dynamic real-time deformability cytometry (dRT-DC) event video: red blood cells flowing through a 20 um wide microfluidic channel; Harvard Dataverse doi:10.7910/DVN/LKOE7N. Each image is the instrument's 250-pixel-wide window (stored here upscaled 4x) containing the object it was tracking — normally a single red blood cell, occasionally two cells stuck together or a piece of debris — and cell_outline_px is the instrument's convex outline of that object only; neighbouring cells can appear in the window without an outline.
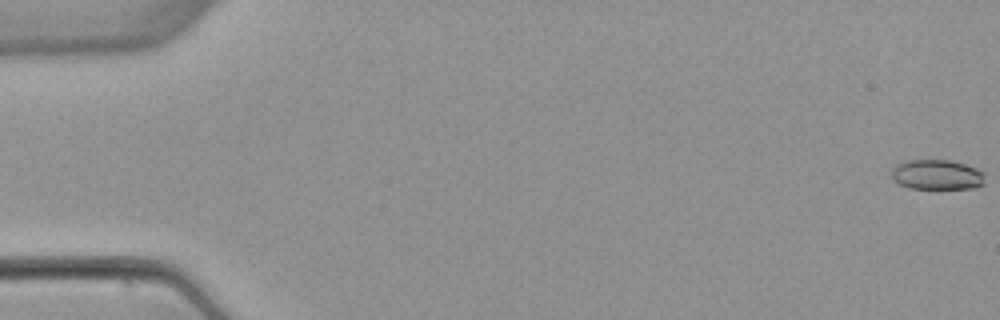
{"species": "common noctule bat (a hibernating species)", "species_latin": "Nyctalus noctula", "temperature_condition": "warm", "stored_images_in_passage": 54, "camera_frame_rate_fps": 3000, "um_per_image_px": 0.085, "animal": {"sex": "female", "body_mass_g": 22.7, "forearm_length_mm": 54.2}, "frame": {"image": 1, "passage_image": 1, "time_ms": 0.0, "image_size_px": [1000, 320], "cell_outline_px": [[984, 184], [972, 188], [908, 188], [892, 180], [892, 168], [896, 164], [904, 160], [952, 160], [976, 168], [984, 172]], "centroid_in_image_um": [79.62, 14.84], "position_along_channel_um": 5.4, "area_um2": 16.42}}
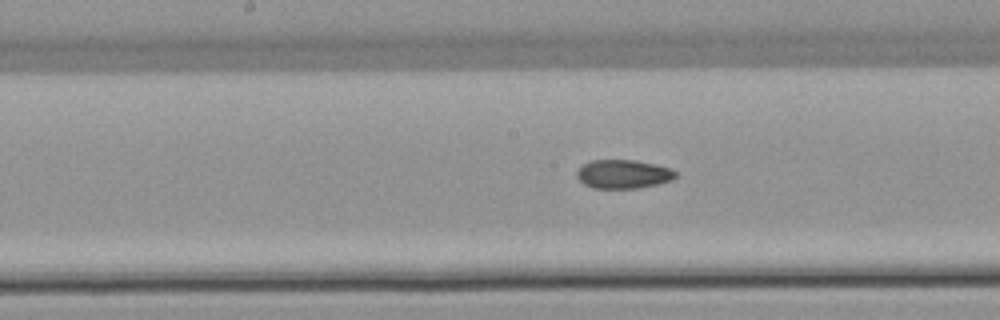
{"frame": {"image": 2, "passage_image": 28, "time_ms": 9.0, "image_size_px": [1000, 320], "cell_outline_px": [[676, 176], [672, 180], [640, 188], [592, 188], [584, 184], [576, 176], [576, 172], [584, 164], [592, 160], [632, 160], [672, 168], [676, 172]], "centroid_in_image_um": [52.97, 14.8], "position_along_channel_um": 195.2, "area_um2": 16.42}}
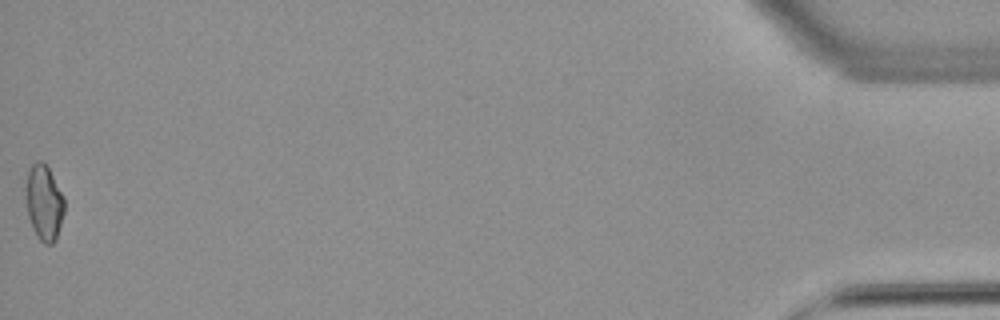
{"frame": {"image": 3, "passage_image": 54, "time_ms": 17.667, "image_size_px": [1000, 320], "cell_outline_px": [[64, 212], [56, 240], [52, 244], [44, 244], [36, 236], [32, 228], [28, 216], [24, 196], [24, 188], [28, 168], [36, 160], [40, 160], [48, 168], [64, 196]], "centroid_in_image_um": [3.71, 17.22], "position_along_channel_um": 431.5, "area_um2": 17.34}, "authors_computed_cell_mechanics": {"area_um2": 16.8487, "velocity_mm_per_s": 3.889, "shape_relaxation_time_tau1_ms": null, "shape_relaxation_time_tau2_ms": 2.2312, "deformation_change_tau1": null, "deformation_change_tau2": 0.0661}}